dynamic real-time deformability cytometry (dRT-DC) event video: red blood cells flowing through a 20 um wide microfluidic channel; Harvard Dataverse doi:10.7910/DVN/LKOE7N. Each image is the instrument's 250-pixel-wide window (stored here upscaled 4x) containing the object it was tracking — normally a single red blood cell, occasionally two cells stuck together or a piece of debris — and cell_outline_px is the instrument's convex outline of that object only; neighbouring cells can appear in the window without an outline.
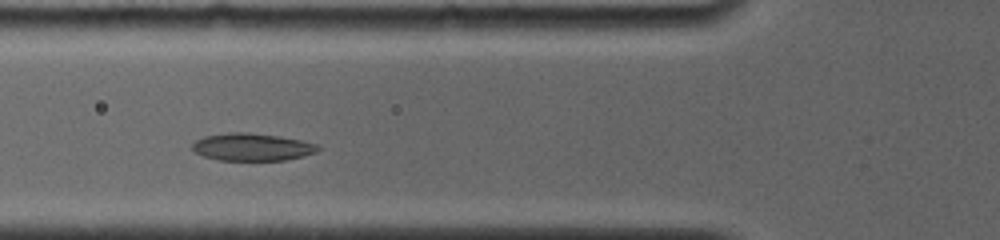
{"species": "common noctule bat (a hibernating species)", "species_latin": "Nyctalus noctula", "temperature_condition": "room temperature", "stored_images_in_passage": 31, "camera_frame_rate_fps": 4000, "um_per_image_px": 0.085, "animal": {"sex": "female", "body_mass_g": 19.0, "forearm_length_mm": 56.7}, "frame": {"image": 1, "passage_image": 9, "time_ms": 3.0, "image_size_px": [1000, 240], "cell_outline_px": [[320, 148], [316, 152], [304, 156], [284, 160], [220, 160], [204, 156], [196, 152], [192, 148], [192, 144], [196, 140], [204, 136], [228, 132], [248, 132], [280, 136], [320, 144]], "centroid_in_image_um": [21.45, 12.48], "position_along_channel_um": 104.3, "area_um2": 20.17}}
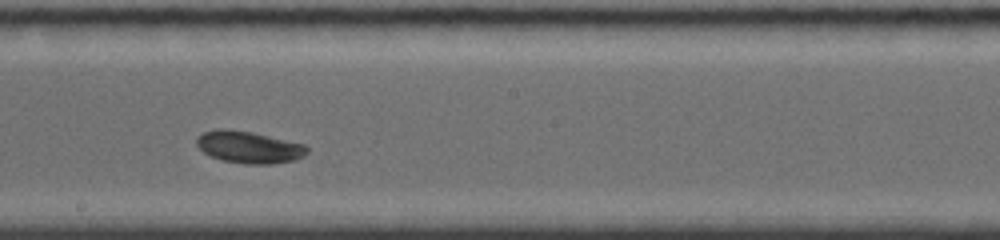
{"frame": {"image": 2, "passage_image": 18, "time_ms": 6.25, "image_size_px": [1000, 240], "cell_outline_px": [[308, 152], [304, 156], [292, 160], [272, 164], [244, 164], [220, 160], [204, 152], [196, 144], [196, 140], [204, 132], [220, 128], [252, 132], [304, 144], [308, 148]], "centroid_in_image_um": [21.17, 12.52], "position_along_channel_um": 227.0, "area_um2": 20.4}}
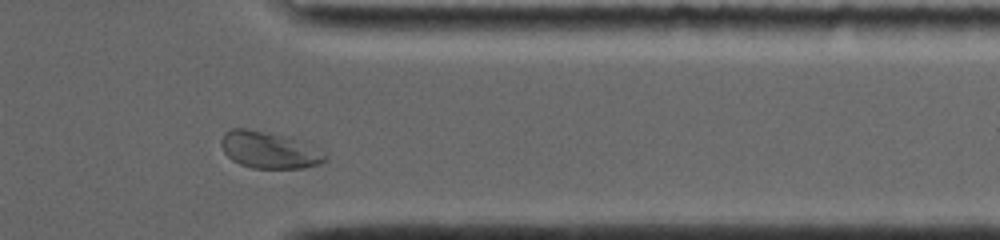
{"frame": {"image": 3, "passage_image": 28, "time_ms": 10.5, "image_size_px": [1000, 240], "cell_outline_px": [[328, 160], [320, 164], [304, 168], [252, 168], [240, 164], [232, 160], [224, 152], [220, 144], [220, 140], [224, 132], [232, 128], [244, 128], [264, 132], [296, 140], [328, 152]], "centroid_in_image_um": [22.89, 12.77], "position_along_channel_um": 388.5, "area_um2": 22.2}, "authors_computed_cell_mechanics": {"area_um2": 20.519, "velocity_mm_per_s": 3.7804, "shape_relaxation_time_tau1_ms": 5.7128, "shape_relaxation_time_tau2_ms": 2.6658, "deformation_change_tau1": 0.1414, "deformation_change_tau2": 0.0427}}